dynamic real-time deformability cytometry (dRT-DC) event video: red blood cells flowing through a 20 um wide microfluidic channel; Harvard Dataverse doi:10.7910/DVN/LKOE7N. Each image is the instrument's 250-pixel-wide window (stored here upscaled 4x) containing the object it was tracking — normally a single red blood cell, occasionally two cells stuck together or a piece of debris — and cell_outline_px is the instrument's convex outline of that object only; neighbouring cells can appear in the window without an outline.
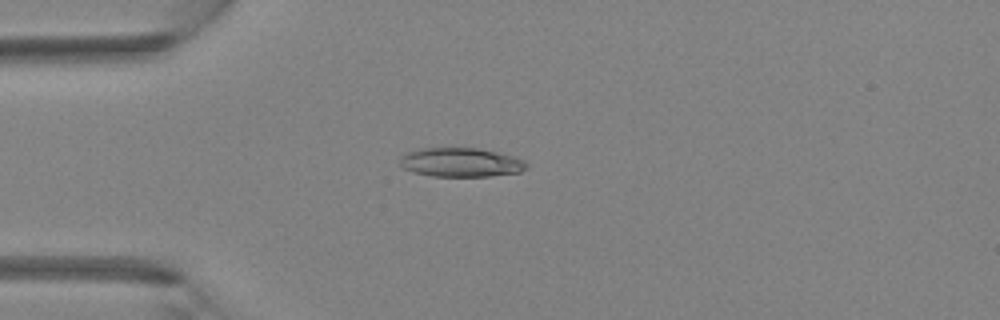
{"species": "Egyptian fruit bat (a non-hibernating species)", "species_latin": "Rousettus aegyptiacus", "temperature_condition": "room temperature", "stored_images_in_passage": 4, "camera_frame_rate_fps": 3000, "um_per_image_px": 0.085, "animal": {"sex": "female"}, "frame": {"image": 1, "passage_image": 3, "time_ms": 0.667, "image_size_px": [1000, 320], "cell_outline_px": [[528, 168], [520, 172], [488, 176], [432, 176], [412, 172], [404, 168], [400, 164], [400, 156], [408, 152], [420, 148], [476, 148], [496, 152], [512, 156], [524, 160], [528, 164]], "centroid_in_image_um": [39.16, 13.8], "position_along_channel_um": 45.8, "area_um2": 21.39}}